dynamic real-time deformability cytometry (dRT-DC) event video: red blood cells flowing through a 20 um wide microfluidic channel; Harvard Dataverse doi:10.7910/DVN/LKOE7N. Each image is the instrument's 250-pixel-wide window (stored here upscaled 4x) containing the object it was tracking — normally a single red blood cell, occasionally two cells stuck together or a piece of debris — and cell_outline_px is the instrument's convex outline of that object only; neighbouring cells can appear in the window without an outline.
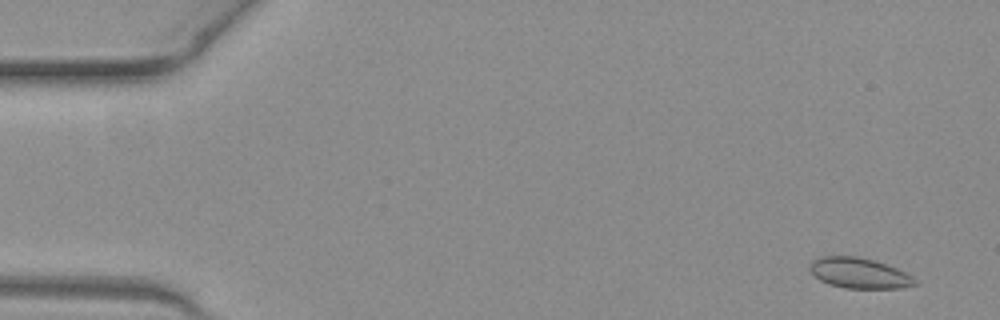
{"species": "common noctule bat (a hibernating species)", "species_latin": "Nyctalus noctula", "temperature_condition": "warm", "stored_images_in_passage": 14, "camera_frame_rate_fps": 3000, "um_per_image_px": 0.085, "animal": {"sex": "female", "body_mass_g": 19.3, "forearm_length_mm": 54.1}, "frame": {"image": 1, "passage_image": 3, "time_ms": 0.667, "image_size_px": [1000, 320], "cell_outline_px": [[916, 284], [900, 288], [844, 288], [828, 284], [820, 280], [808, 268], [812, 260], [820, 256], [856, 256], [872, 260], [896, 268], [912, 276], [916, 280]], "centroid_in_image_um": [72.99, 23.21], "position_along_channel_um": 12.0, "area_um2": 18.5}}
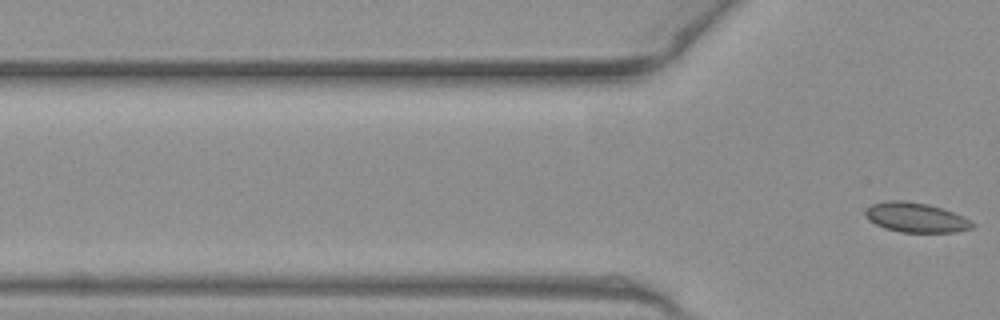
{"frame": {"image": 2, "passage_image": 14, "time_ms": 4.333, "image_size_px": [1000, 320], "cell_outline_px": [[976, 224], [972, 228], [956, 232], [900, 232], [884, 228], [868, 220], [864, 212], [872, 204], [888, 200], [900, 200], [928, 204], [964, 216]], "centroid_in_image_um": [77.85, 18.49], "position_along_channel_um": 47.9, "area_um2": 18.44}}